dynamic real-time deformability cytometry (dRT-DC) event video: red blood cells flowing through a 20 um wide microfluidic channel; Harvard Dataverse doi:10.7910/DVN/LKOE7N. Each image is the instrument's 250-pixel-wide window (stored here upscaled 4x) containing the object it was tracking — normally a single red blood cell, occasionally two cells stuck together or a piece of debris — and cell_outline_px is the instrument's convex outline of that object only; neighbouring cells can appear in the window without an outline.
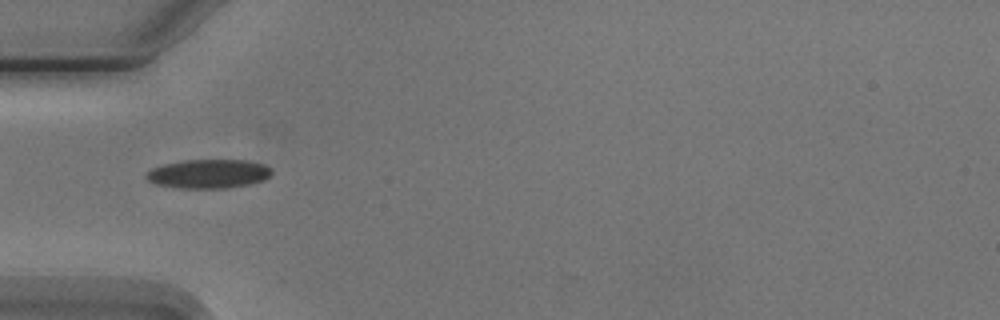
{"species": "Egyptian fruit bat (a non-hibernating species)", "species_latin": "Rousettus aegyptiacus", "temperature_condition": "cold", "stored_images_in_passage": 6, "camera_frame_rate_fps": 3000, "um_per_image_px": 0.085, "animal": {"sex": "male"}, "frame": {"image": 1, "passage_image": 5, "time_ms": 5.667, "image_size_px": [1000, 320], "cell_outline_px": [[272, 172], [264, 180], [252, 184], [228, 188], [176, 188], [156, 184], [148, 180], [144, 176], [152, 168], [164, 164], [184, 160], [244, 160], [264, 164], [272, 168]], "centroid_in_image_um": [17.73, 14.78], "position_along_channel_um": 67.3, "area_um2": 21.27}}
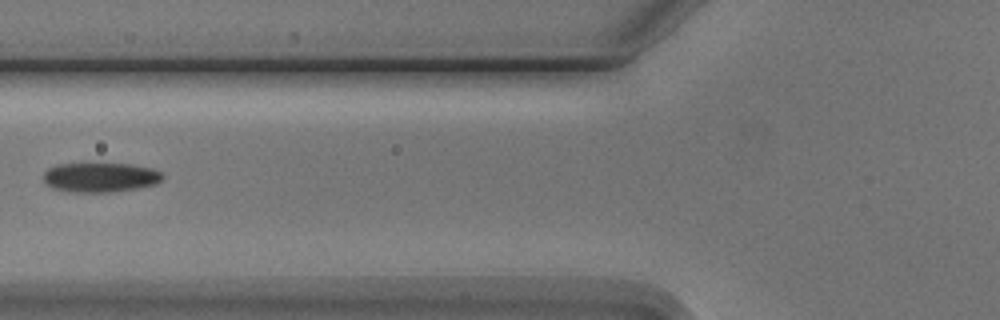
{"frame": {"image": 2, "passage_image": 6, "time_ms": 7.0, "image_size_px": [1000, 320], "cell_outline_px": [[164, 176], [156, 184], [136, 188], [112, 192], [72, 192], [52, 188], [44, 184], [44, 172], [48, 168], [56, 164], [132, 164], [152, 168], [160, 172]], "centroid_in_image_um": [8.5, 15.07], "position_along_channel_um": 117.3, "area_um2": 20.52}}